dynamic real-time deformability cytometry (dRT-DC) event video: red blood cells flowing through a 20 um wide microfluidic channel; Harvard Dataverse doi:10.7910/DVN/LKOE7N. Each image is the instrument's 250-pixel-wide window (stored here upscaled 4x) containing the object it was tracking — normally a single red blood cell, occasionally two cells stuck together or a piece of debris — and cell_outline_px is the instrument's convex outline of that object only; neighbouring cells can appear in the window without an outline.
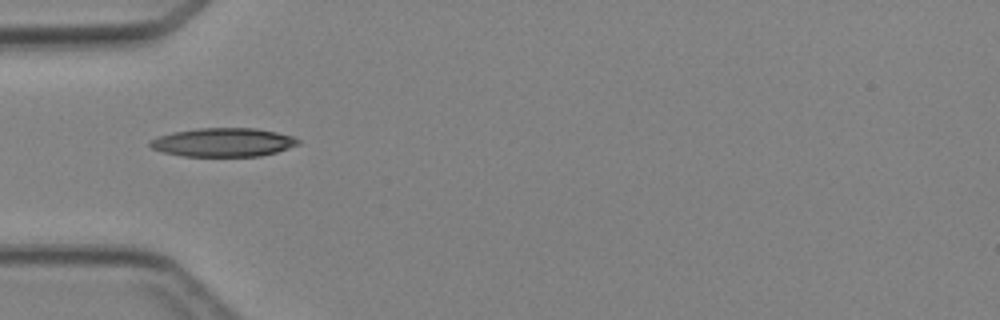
{"species": "Egyptian fruit bat (a non-hibernating species)", "species_latin": "Rousettus aegyptiacus", "temperature_condition": "cold", "stored_images_in_passage": 2, "camera_frame_rate_fps": 3000, "um_per_image_px": 0.085, "animal": {"sex": "female"}, "frame": {"image": 1, "passage_image": 1, "time_ms": 0.0, "image_size_px": [1000, 320], "cell_outline_px": [[300, 144], [276, 152], [260, 156], [184, 156], [164, 152], [152, 148], [148, 144], [148, 140], [156, 136], [172, 132], [196, 128], [256, 128], [276, 132], [292, 136], [300, 140]], "centroid_in_image_um": [18.94, 12.09], "position_along_channel_um": 66.1, "area_um2": 24.85}}
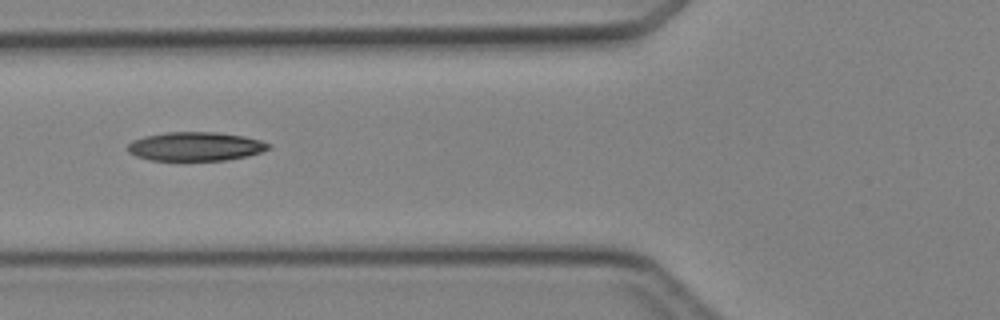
{"frame": {"image": 2, "passage_image": 2, "time_ms": 1.0, "image_size_px": [1000, 320], "cell_outline_px": [[272, 148], [248, 156], [224, 160], [152, 160], [136, 156], [128, 152], [128, 144], [132, 140], [144, 136], [168, 132], [216, 132], [244, 136], [260, 140], [272, 144]], "centroid_in_image_um": [16.64, 12.44], "position_along_channel_um": 109.2, "area_um2": 23.7}}